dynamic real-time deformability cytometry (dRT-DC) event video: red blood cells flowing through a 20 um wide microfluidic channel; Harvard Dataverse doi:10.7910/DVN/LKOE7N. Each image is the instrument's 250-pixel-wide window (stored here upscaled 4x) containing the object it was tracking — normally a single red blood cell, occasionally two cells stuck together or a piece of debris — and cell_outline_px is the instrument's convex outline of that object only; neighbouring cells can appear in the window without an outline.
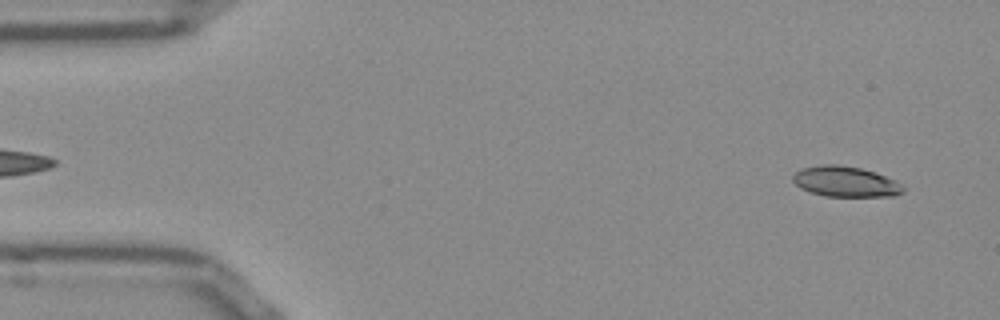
{"species": "Egyptian fruit bat (a non-hibernating species)", "species_latin": "Rousettus aegyptiacus", "temperature_condition": "room temperature", "stored_images_in_passage": 53, "segment_of_instrument_passage": [1, 2], "camera_frame_rate_fps": 3000, "um_per_image_px": 0.085, "frame": {"image": 1, "passage_image": 3, "time_ms": 0.667, "image_size_px": [1000, 320], "cell_outline_px": [[904, 192], [896, 196], [824, 196], [800, 188], [792, 180], [792, 176], [796, 172], [804, 168], [824, 164], [836, 164], [860, 168], [876, 172], [896, 180], [904, 184]], "centroid_in_image_um": [71.92, 15.44], "position_along_channel_um": 13.1, "area_um2": 19.65}}
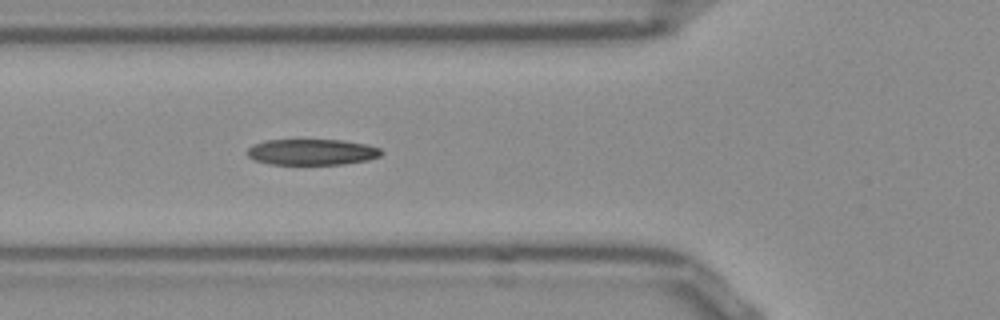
{"frame": {"image": 2, "passage_image": 18, "time_ms": 5.667, "image_size_px": [1000, 320], "cell_outline_px": [[384, 152], [380, 156], [368, 160], [344, 164], [268, 164], [252, 160], [248, 156], [248, 148], [256, 144], [268, 140], [344, 140], [368, 144], [380, 148]], "centroid_in_image_um": [26.56, 12.92], "position_along_channel_um": 99.2, "area_um2": 20.35}}
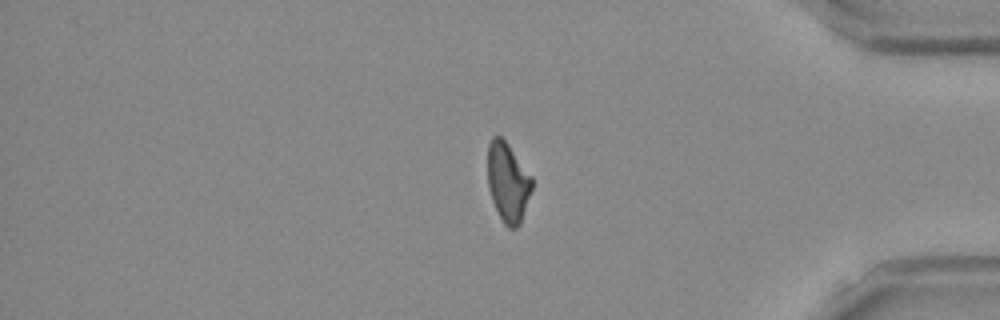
{"frame": {"image": 3, "passage_image": 43, "time_ms": 14.0, "image_size_px": [1000, 320], "cell_outline_px": [[532, 188], [520, 224], [516, 228], [508, 228], [504, 224], [492, 200], [488, 188], [488, 144], [492, 136], [500, 136], [508, 144], [532, 176]], "centroid_in_image_um": [43.16, 15.48], "position_along_channel_um": 392.0, "area_um2": 20.35}}